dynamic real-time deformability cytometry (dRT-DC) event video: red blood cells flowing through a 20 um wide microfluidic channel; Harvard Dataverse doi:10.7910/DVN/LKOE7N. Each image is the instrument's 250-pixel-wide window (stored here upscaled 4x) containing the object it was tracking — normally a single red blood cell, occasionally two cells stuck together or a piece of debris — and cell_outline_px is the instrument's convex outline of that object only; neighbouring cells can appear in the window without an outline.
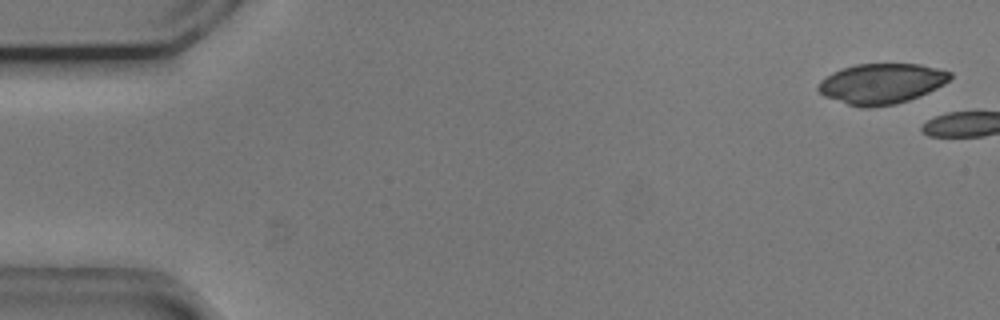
{"species": "common noctule bat (a hibernating species)", "species_latin": "Nyctalus noctula", "temperature_condition": "cold", "stored_images_in_passage": 4, "camera_frame_rate_fps": 3000, "um_per_image_px": 0.085, "animal": {"sex": "male", "body_mass_g": 20.5, "forearm_length_mm": 52.5}, "frame": {"image": 1, "passage_image": 2, "time_ms": 0.333, "image_size_px": [1000, 320], "cell_outline_px": [[952, 76], [944, 84], [928, 92], [908, 100], [896, 104], [868, 108], [860, 108], [824, 96], [816, 88], [820, 80], [832, 72], [840, 68], [856, 64], [920, 64], [952, 72]], "centroid_in_image_um": [74.89, 7.11], "position_along_channel_um": 10.1, "area_um2": 31.04}}